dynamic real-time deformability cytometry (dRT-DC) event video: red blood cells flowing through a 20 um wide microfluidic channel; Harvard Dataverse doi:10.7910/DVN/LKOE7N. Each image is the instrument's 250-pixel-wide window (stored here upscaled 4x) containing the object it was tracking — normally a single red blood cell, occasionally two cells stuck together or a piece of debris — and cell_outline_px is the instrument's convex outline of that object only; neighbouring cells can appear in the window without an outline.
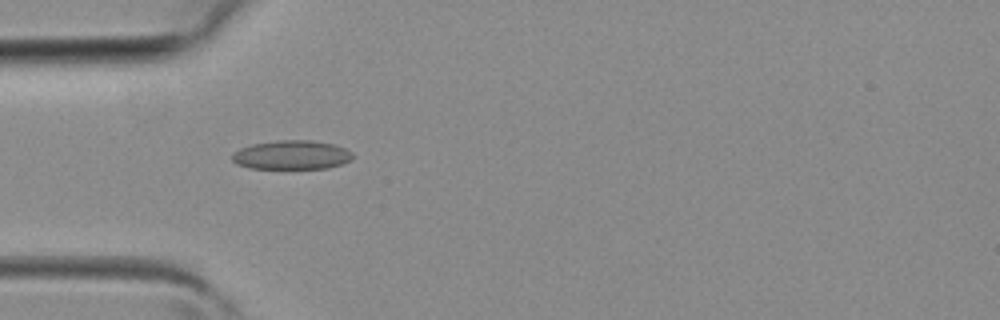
{"species": "common noctule bat (a hibernating species)", "species_latin": "Nyctalus noctula", "temperature_condition": "room temperature", "stored_images_in_passage": 3, "camera_frame_rate_fps": 3000, "um_per_image_px": 0.085, "animal": {"sex": "female", "body_mass_g": 19.3, "forearm_length_mm": 54.1}, "frame": {"image": 1, "passage_image": 2, "time_ms": 0.333, "image_size_px": [1000, 320], "cell_outline_px": [[356, 156], [352, 160], [328, 168], [248, 168], [236, 164], [232, 160], [232, 152], [240, 148], [252, 144], [280, 140], [312, 140], [332, 144], [344, 148], [352, 152]], "centroid_in_image_um": [24.79, 13.17], "position_along_channel_um": 60.2, "area_um2": 20.46}}
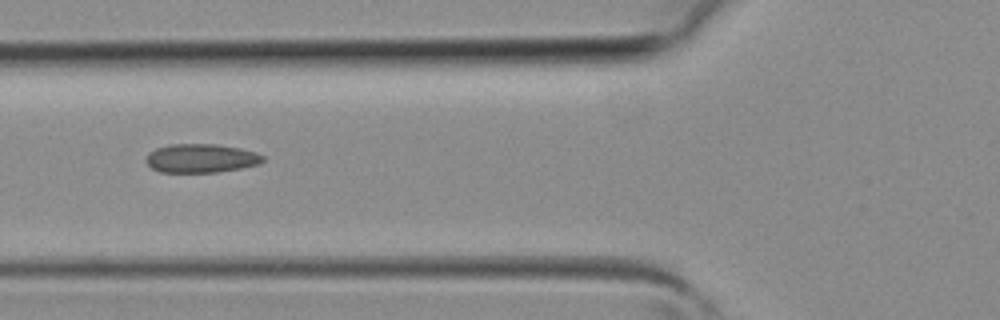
{"frame": {"image": 2, "passage_image": 3, "time_ms": 0.667, "image_size_px": [1000, 320], "cell_outline_px": [[264, 160], [260, 164], [240, 168], [216, 172], [160, 172], [152, 168], [144, 160], [148, 152], [156, 148], [168, 144], [216, 144], [240, 148], [256, 152], [264, 156]], "centroid_in_image_um": [17.07, 13.44], "position_along_channel_um": 108.7, "area_um2": 19.71}}